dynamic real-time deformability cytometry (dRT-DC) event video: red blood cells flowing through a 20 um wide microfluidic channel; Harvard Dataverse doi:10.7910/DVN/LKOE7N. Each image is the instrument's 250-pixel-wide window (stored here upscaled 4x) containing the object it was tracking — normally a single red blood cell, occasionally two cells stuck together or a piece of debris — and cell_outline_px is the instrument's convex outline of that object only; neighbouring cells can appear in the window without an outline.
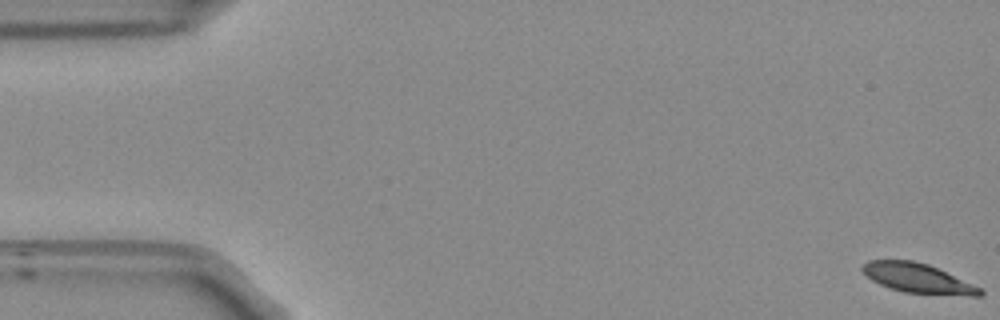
{"species": "Egyptian fruit bat (a non-hibernating species)", "species_latin": "Rousettus aegyptiacus", "temperature_condition": "room temperature", "stored_images_in_passage": 55, "camera_frame_rate_fps": 3000, "um_per_image_px": 0.085, "frame": {"image": 1, "passage_image": 1, "time_ms": 0.0, "image_size_px": [1000, 320], "cell_outline_px": [[984, 292], [980, 296], [972, 296], [904, 292], [880, 284], [872, 280], [860, 268], [868, 260], [912, 260], [928, 264], [984, 288]], "centroid_in_image_um": [78.07, 23.65], "position_along_channel_um": 6.9, "area_um2": 20.17}}
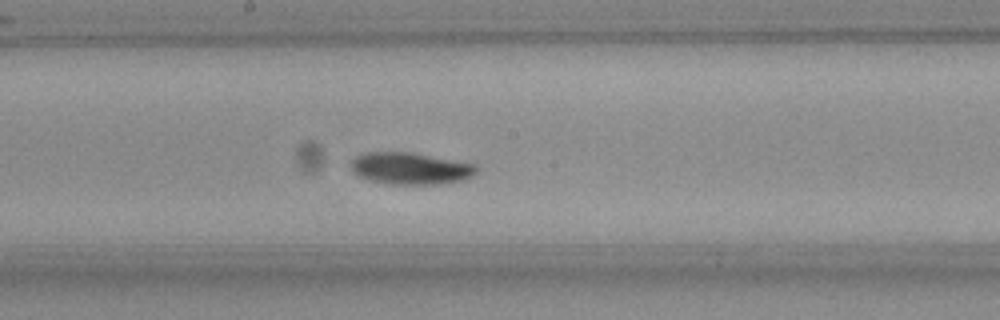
{"frame": {"image": 2, "passage_image": 29, "time_ms": 9.333, "image_size_px": [1000, 320], "cell_outline_px": [[476, 172], [472, 176], [464, 180], [444, 184], [388, 184], [368, 180], [360, 176], [352, 168], [352, 160], [356, 156], [364, 152], [408, 152], [476, 164]], "centroid_in_image_um": [34.9, 14.32], "position_along_channel_um": 213.3, "area_um2": 23.18}}
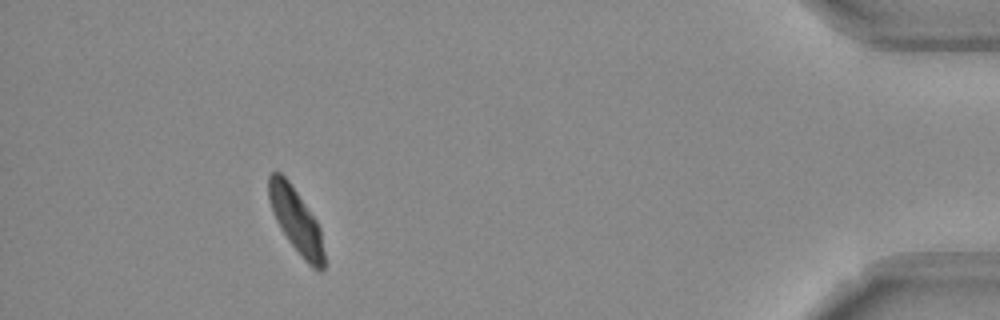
{"frame": {"image": 3, "passage_image": 50, "time_ms": 16.333, "image_size_px": [1000, 320], "cell_outline_px": [[324, 268], [320, 272], [312, 268], [304, 260], [288, 240], [280, 228], [272, 212], [268, 196], [268, 176], [272, 172], [280, 172], [288, 180], [316, 220], [320, 228], [324, 252]], "centroid_in_image_um": [25.16, 18.76], "position_along_channel_um": 410.0, "area_um2": 20.69}, "authors_computed_cell_mechanics": {"area_um2": 22.1952, "velocity_mm_per_s": 3.7037, "shape_relaxation_time_tau1_ms": 3.5983, "shape_relaxation_time_tau2_ms": 4.5592, "deformation_change_tau1": 0.1243, "deformation_change_tau2": 0.0715}}